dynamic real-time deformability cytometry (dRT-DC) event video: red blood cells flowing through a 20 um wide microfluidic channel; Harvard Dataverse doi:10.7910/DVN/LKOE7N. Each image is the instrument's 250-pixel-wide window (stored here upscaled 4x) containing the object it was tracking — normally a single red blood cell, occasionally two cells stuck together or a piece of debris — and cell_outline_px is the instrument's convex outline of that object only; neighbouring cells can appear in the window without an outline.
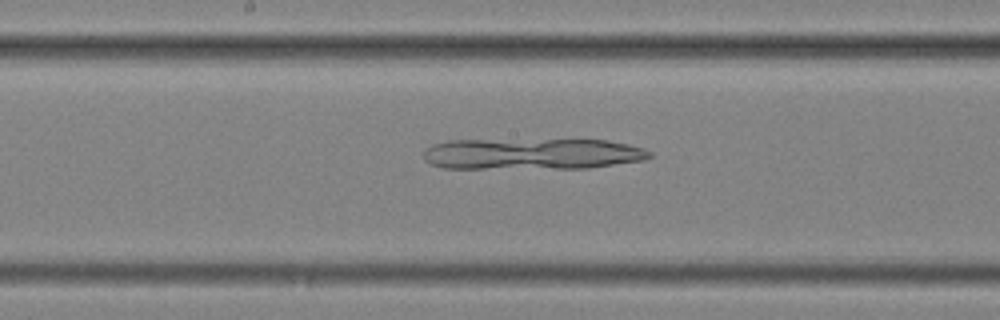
{"species": "common noctule bat (a hibernating species)", "species_latin": "Nyctalus noctula", "temperature_condition": "cold", "stored_images_in_passage": 36, "camera_frame_rate_fps": 3000, "um_per_image_px": 0.085, "animal": {"sex": "female", "body_mass_g": 25.1}, "frame": {"image": 1, "passage_image": 30, "time_ms": 9.667, "image_size_px": [1000, 320], "cell_outline_px": [[652, 156], [644, 160], [588, 168], [444, 168], [432, 164], [424, 160], [424, 148], [432, 144], [448, 140], [608, 140], [628, 144], [644, 148], [652, 152]], "centroid_in_image_um": [45.23, 13.08], "position_along_channel_um": 203.0, "area_um2": 41.27}}
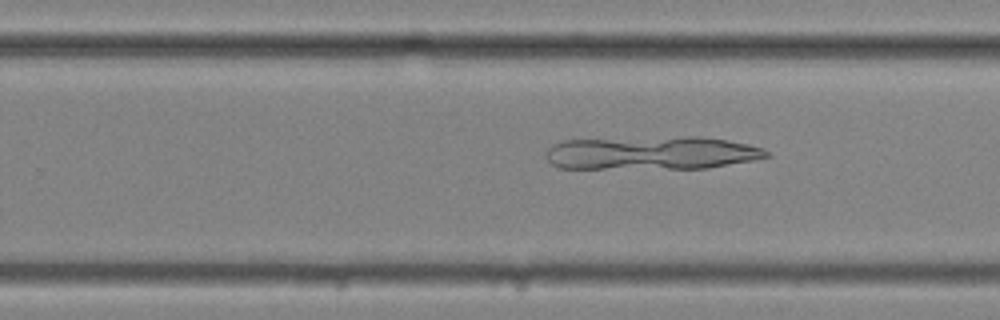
{"frame": {"image": 2, "passage_image": 36, "time_ms": 11.667, "image_size_px": [1000, 320], "cell_outline_px": [[772, 156], [752, 160], [708, 168], [560, 168], [552, 164], [548, 160], [544, 152], [552, 144], [560, 140], [684, 136], [700, 136], [728, 140], [748, 144], [764, 148]], "centroid_in_image_um": [55.38, 12.99], "position_along_channel_um": 274.4, "area_um2": 43.18}}